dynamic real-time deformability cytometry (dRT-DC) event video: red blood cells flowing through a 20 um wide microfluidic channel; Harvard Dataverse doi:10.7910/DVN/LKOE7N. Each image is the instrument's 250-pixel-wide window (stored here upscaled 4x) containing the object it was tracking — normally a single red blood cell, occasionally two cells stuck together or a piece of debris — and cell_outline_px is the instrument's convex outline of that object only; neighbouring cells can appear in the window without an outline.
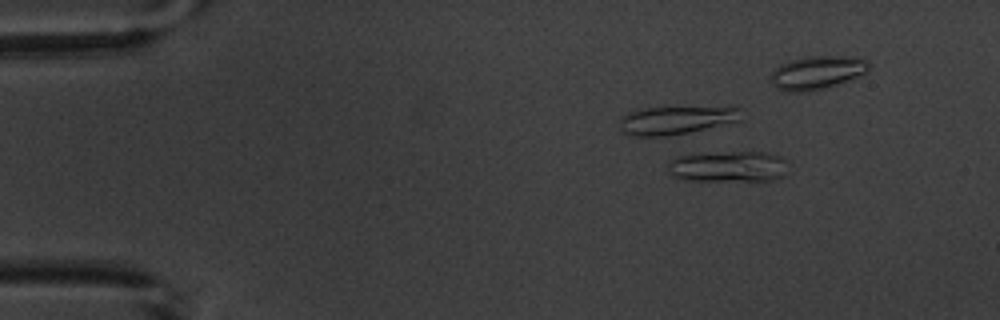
{"species": "common noctule bat (a hibernating species)", "species_latin": "Nyctalus noctula", "temperature_condition": "warm", "stored_images_in_passage": 4, "camera_frame_rate_fps": 3000, "um_per_image_px": 0.085, "animal": {"sex": "male", "body_mass_g": 20.1, "forearm_length_mm": 53.5}, "frame": {"image": 1, "passage_image": 1, "time_ms": 0.0, "image_size_px": [1000, 320], "cell_outline_px": [[788, 160], [784, 176], [776, 180], [688, 180], [672, 176], [668, 168], [668, 164], [676, 156], [724, 152], [764, 152], [780, 156]], "centroid_in_image_um": [61.96, 14.15], "position_along_channel_um": 23.0, "area_um2": 21.62}}